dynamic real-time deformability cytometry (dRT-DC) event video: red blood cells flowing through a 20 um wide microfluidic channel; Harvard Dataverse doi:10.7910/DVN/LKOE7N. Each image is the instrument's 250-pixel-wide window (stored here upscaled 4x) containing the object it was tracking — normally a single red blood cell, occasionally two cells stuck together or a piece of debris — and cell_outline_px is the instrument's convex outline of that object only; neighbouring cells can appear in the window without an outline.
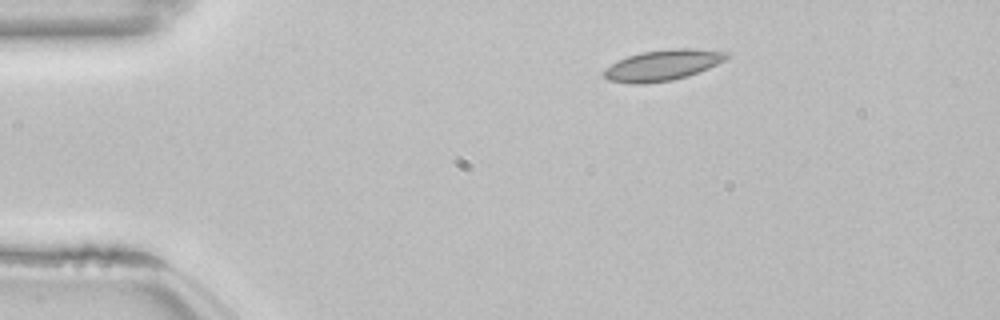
{"species": "common noctule bat (a hibernating species)", "species_latin": "Nyctalus noctula", "temperature_condition": "room temperature", "stored_images_in_passage": 45, "camera_frame_rate_fps": 3000, "um_per_image_px": 0.085, "animal": {"sex": "female", "body_mass_g": 22.7, "forearm_length_mm": 54.2}, "frame": {"image": 1, "passage_image": 1, "time_ms": 0.0, "image_size_px": [1000, 320], "cell_outline_px": [[732, 52], [724, 60], [708, 68], [688, 76], [672, 80], [644, 84], [628, 84], [608, 80], [604, 76], [604, 68], [616, 60], [640, 52], [668, 48], [692, 48]], "centroid_in_image_um": [56.3, 5.53], "position_along_channel_um": 28.7, "area_um2": 22.31}}
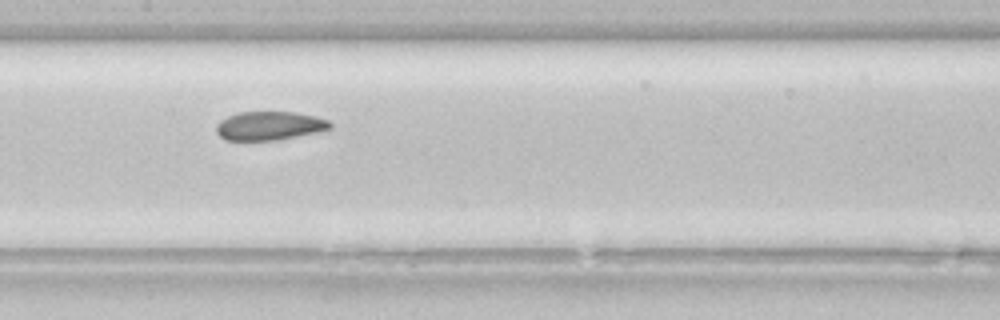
{"frame": {"image": 2, "passage_image": 18, "time_ms": 5.667, "image_size_px": [1000, 320], "cell_outline_px": [[332, 128], [320, 132], [276, 140], [224, 140], [216, 132], [216, 124], [220, 120], [228, 116], [240, 112], [296, 112], [316, 116], [328, 120], [332, 124]], "centroid_in_image_um": [22.92, 10.69], "position_along_channel_um": 184.5, "area_um2": 19.19}}
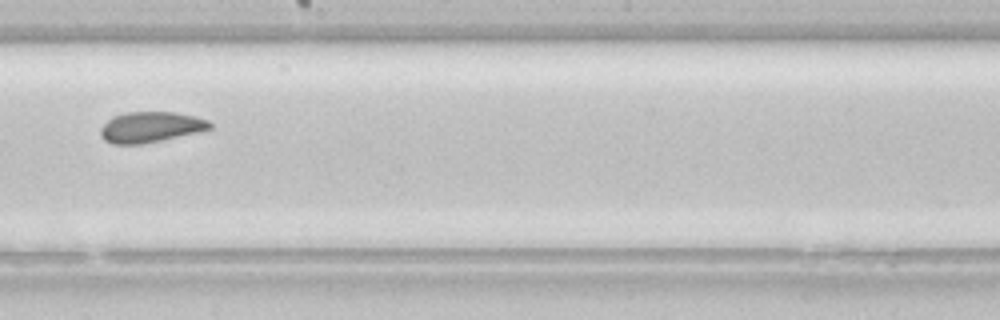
{"frame": {"image": 3, "passage_image": 22, "time_ms": 7.0, "image_size_px": [1000, 320], "cell_outline_px": [[212, 128], [196, 132], [160, 140], [140, 144], [112, 144], [104, 140], [100, 136], [100, 128], [108, 120], [116, 116], [128, 112], [176, 112], [196, 116], [208, 120], [212, 124]], "centroid_in_image_um": [12.79, 10.8], "position_along_channel_um": 235.4, "area_um2": 19.31}, "authors_computed_cell_mechanics": {"area_um2": 20.3456, "velocity_mm_per_s": 3.8217, "shape_relaxation_time_tau1_ms": null, "shape_relaxation_time_tau2_ms": 1.4051, "deformation_change_tau1": null, "deformation_change_tau2": 0.0517}}